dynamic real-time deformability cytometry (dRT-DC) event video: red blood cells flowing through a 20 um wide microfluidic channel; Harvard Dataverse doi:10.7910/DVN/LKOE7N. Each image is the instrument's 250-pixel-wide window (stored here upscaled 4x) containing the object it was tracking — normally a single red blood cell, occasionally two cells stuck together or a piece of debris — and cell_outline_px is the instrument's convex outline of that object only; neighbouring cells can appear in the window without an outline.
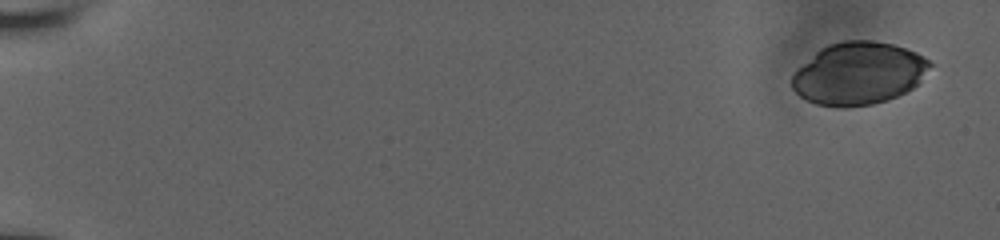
{"species": "human", "species_latin": "Homo sapiens", "temperature_condition": "room temperature", "stored_images_in_passage": 8, "camera_frame_rate_fps": 3000, "um_per_image_px": 0.085, "donor": {"sex": "male"}, "frame": {"image": 1, "passage_image": 1, "time_ms": 0.0, "image_size_px": [1000, 240], "cell_outline_px": [[936, 64], [920, 84], [888, 100], [872, 104], [844, 108], [840, 108], [816, 104], [800, 96], [792, 88], [792, 72], [820, 48], [828, 44], [840, 40], [872, 40], [892, 44], [916, 52], [924, 56]], "centroid_in_image_um": [73.02, 6.23], "position_along_channel_um": 12.0, "area_um2": 51.04}}
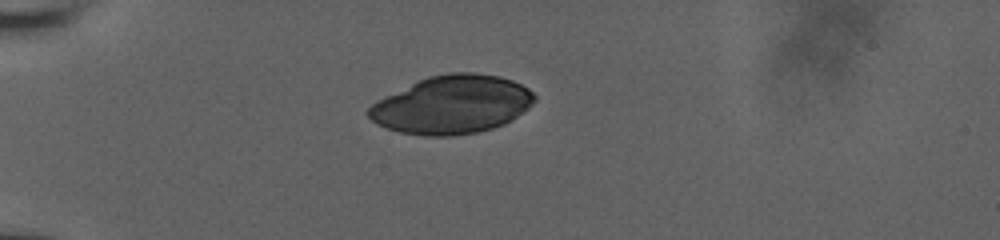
{"frame": {"image": 2, "passage_image": 6, "time_ms": 5.0, "image_size_px": [1000, 240], "cell_outline_px": [[536, 100], [528, 108], [504, 124], [492, 128], [476, 132], [452, 136], [424, 136], [400, 132], [376, 124], [364, 112], [372, 104], [428, 76], [448, 72], [476, 72], [500, 76], [512, 80], [528, 88], [536, 96]], "centroid_in_image_um": [38.44, 8.9], "position_along_channel_um": 46.6, "area_um2": 55.95}}